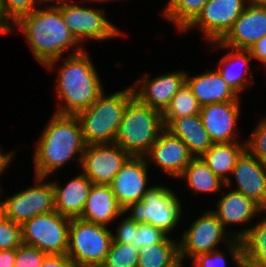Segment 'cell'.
Listing matches in <instances>:
<instances>
[{
  "label": "cell",
  "mask_w": 266,
  "mask_h": 267,
  "mask_svg": "<svg viewBox=\"0 0 266 267\" xmlns=\"http://www.w3.org/2000/svg\"><path fill=\"white\" fill-rule=\"evenodd\" d=\"M178 178L185 179L187 186L196 194L219 192L225 186V182L209 169L201 157H194Z\"/></svg>",
  "instance_id": "obj_29"
},
{
  "label": "cell",
  "mask_w": 266,
  "mask_h": 267,
  "mask_svg": "<svg viewBox=\"0 0 266 267\" xmlns=\"http://www.w3.org/2000/svg\"><path fill=\"white\" fill-rule=\"evenodd\" d=\"M264 35H266V7L246 5L219 42L232 48L249 49Z\"/></svg>",
  "instance_id": "obj_18"
},
{
  "label": "cell",
  "mask_w": 266,
  "mask_h": 267,
  "mask_svg": "<svg viewBox=\"0 0 266 267\" xmlns=\"http://www.w3.org/2000/svg\"><path fill=\"white\" fill-rule=\"evenodd\" d=\"M211 44H215V46H218L220 49H229L230 52L221 58L219 63L220 68L217 71L227 84L240 95V93L249 86L247 83L254 79L251 73L252 71L250 70V61L253 57L251 56L249 49H238L224 46L219 41L211 42ZM248 70L250 72H248ZM247 73L250 75V81L246 76Z\"/></svg>",
  "instance_id": "obj_23"
},
{
  "label": "cell",
  "mask_w": 266,
  "mask_h": 267,
  "mask_svg": "<svg viewBox=\"0 0 266 267\" xmlns=\"http://www.w3.org/2000/svg\"><path fill=\"white\" fill-rule=\"evenodd\" d=\"M180 264L179 242L168 236L139 250L137 267H178Z\"/></svg>",
  "instance_id": "obj_28"
},
{
  "label": "cell",
  "mask_w": 266,
  "mask_h": 267,
  "mask_svg": "<svg viewBox=\"0 0 266 267\" xmlns=\"http://www.w3.org/2000/svg\"><path fill=\"white\" fill-rule=\"evenodd\" d=\"M40 267H74L72 260L66 255H47Z\"/></svg>",
  "instance_id": "obj_40"
},
{
  "label": "cell",
  "mask_w": 266,
  "mask_h": 267,
  "mask_svg": "<svg viewBox=\"0 0 266 267\" xmlns=\"http://www.w3.org/2000/svg\"><path fill=\"white\" fill-rule=\"evenodd\" d=\"M139 249L133 244L112 242L100 267H137Z\"/></svg>",
  "instance_id": "obj_32"
},
{
  "label": "cell",
  "mask_w": 266,
  "mask_h": 267,
  "mask_svg": "<svg viewBox=\"0 0 266 267\" xmlns=\"http://www.w3.org/2000/svg\"><path fill=\"white\" fill-rule=\"evenodd\" d=\"M133 96L132 86L109 95L103 92L90 107L76 115L86 145L115 143L126 106Z\"/></svg>",
  "instance_id": "obj_4"
},
{
  "label": "cell",
  "mask_w": 266,
  "mask_h": 267,
  "mask_svg": "<svg viewBox=\"0 0 266 267\" xmlns=\"http://www.w3.org/2000/svg\"><path fill=\"white\" fill-rule=\"evenodd\" d=\"M35 176V184L0 202V212L22 225L29 219L55 210L52 183ZM45 181V182H44Z\"/></svg>",
  "instance_id": "obj_11"
},
{
  "label": "cell",
  "mask_w": 266,
  "mask_h": 267,
  "mask_svg": "<svg viewBox=\"0 0 266 267\" xmlns=\"http://www.w3.org/2000/svg\"><path fill=\"white\" fill-rule=\"evenodd\" d=\"M144 157L174 178H178L194 158L186 144L166 128Z\"/></svg>",
  "instance_id": "obj_16"
},
{
  "label": "cell",
  "mask_w": 266,
  "mask_h": 267,
  "mask_svg": "<svg viewBox=\"0 0 266 267\" xmlns=\"http://www.w3.org/2000/svg\"><path fill=\"white\" fill-rule=\"evenodd\" d=\"M230 234L242 242L245 267H266V216L252 227Z\"/></svg>",
  "instance_id": "obj_27"
},
{
  "label": "cell",
  "mask_w": 266,
  "mask_h": 267,
  "mask_svg": "<svg viewBox=\"0 0 266 267\" xmlns=\"http://www.w3.org/2000/svg\"><path fill=\"white\" fill-rule=\"evenodd\" d=\"M232 176L237 184L233 190L243 193L266 209V164L245 150L237 159Z\"/></svg>",
  "instance_id": "obj_19"
},
{
  "label": "cell",
  "mask_w": 266,
  "mask_h": 267,
  "mask_svg": "<svg viewBox=\"0 0 266 267\" xmlns=\"http://www.w3.org/2000/svg\"><path fill=\"white\" fill-rule=\"evenodd\" d=\"M166 129L179 137L194 157H201L214 144L203 126L200 114L174 119Z\"/></svg>",
  "instance_id": "obj_25"
},
{
  "label": "cell",
  "mask_w": 266,
  "mask_h": 267,
  "mask_svg": "<svg viewBox=\"0 0 266 267\" xmlns=\"http://www.w3.org/2000/svg\"><path fill=\"white\" fill-rule=\"evenodd\" d=\"M43 3H50L51 4V2L53 3V2H57V1H60V0H41Z\"/></svg>",
  "instance_id": "obj_46"
},
{
  "label": "cell",
  "mask_w": 266,
  "mask_h": 267,
  "mask_svg": "<svg viewBox=\"0 0 266 267\" xmlns=\"http://www.w3.org/2000/svg\"><path fill=\"white\" fill-rule=\"evenodd\" d=\"M37 141L33 157L35 176L47 178L53 175L69 160H75L76 154L81 164L86 144L76 115L54 113Z\"/></svg>",
  "instance_id": "obj_2"
},
{
  "label": "cell",
  "mask_w": 266,
  "mask_h": 267,
  "mask_svg": "<svg viewBox=\"0 0 266 267\" xmlns=\"http://www.w3.org/2000/svg\"><path fill=\"white\" fill-rule=\"evenodd\" d=\"M124 213L110 185L93 184L80 219L107 227Z\"/></svg>",
  "instance_id": "obj_22"
},
{
  "label": "cell",
  "mask_w": 266,
  "mask_h": 267,
  "mask_svg": "<svg viewBox=\"0 0 266 267\" xmlns=\"http://www.w3.org/2000/svg\"><path fill=\"white\" fill-rule=\"evenodd\" d=\"M249 51L254 59H257L266 66V35L256 41Z\"/></svg>",
  "instance_id": "obj_41"
},
{
  "label": "cell",
  "mask_w": 266,
  "mask_h": 267,
  "mask_svg": "<svg viewBox=\"0 0 266 267\" xmlns=\"http://www.w3.org/2000/svg\"><path fill=\"white\" fill-rule=\"evenodd\" d=\"M192 261L194 267H226L224 254L218 250L200 254Z\"/></svg>",
  "instance_id": "obj_39"
},
{
  "label": "cell",
  "mask_w": 266,
  "mask_h": 267,
  "mask_svg": "<svg viewBox=\"0 0 266 267\" xmlns=\"http://www.w3.org/2000/svg\"><path fill=\"white\" fill-rule=\"evenodd\" d=\"M165 129L162 112L133 96L125 109L115 144L133 157H144Z\"/></svg>",
  "instance_id": "obj_5"
},
{
  "label": "cell",
  "mask_w": 266,
  "mask_h": 267,
  "mask_svg": "<svg viewBox=\"0 0 266 267\" xmlns=\"http://www.w3.org/2000/svg\"><path fill=\"white\" fill-rule=\"evenodd\" d=\"M43 9H35L28 15L21 17L11 27V32L15 28L21 30L31 48L34 58L53 70L57 62L63 57L64 52L73 48V54L84 50L72 33L69 31L59 10V1Z\"/></svg>",
  "instance_id": "obj_1"
},
{
  "label": "cell",
  "mask_w": 266,
  "mask_h": 267,
  "mask_svg": "<svg viewBox=\"0 0 266 267\" xmlns=\"http://www.w3.org/2000/svg\"><path fill=\"white\" fill-rule=\"evenodd\" d=\"M11 31V27L4 21L0 10V34H8Z\"/></svg>",
  "instance_id": "obj_44"
},
{
  "label": "cell",
  "mask_w": 266,
  "mask_h": 267,
  "mask_svg": "<svg viewBox=\"0 0 266 267\" xmlns=\"http://www.w3.org/2000/svg\"><path fill=\"white\" fill-rule=\"evenodd\" d=\"M70 218L56 210L37 215L21 225L22 243L47 255L67 254Z\"/></svg>",
  "instance_id": "obj_9"
},
{
  "label": "cell",
  "mask_w": 266,
  "mask_h": 267,
  "mask_svg": "<svg viewBox=\"0 0 266 267\" xmlns=\"http://www.w3.org/2000/svg\"><path fill=\"white\" fill-rule=\"evenodd\" d=\"M116 232V234L112 233V242L132 244L137 233V223L127 216L121 223L119 222Z\"/></svg>",
  "instance_id": "obj_38"
},
{
  "label": "cell",
  "mask_w": 266,
  "mask_h": 267,
  "mask_svg": "<svg viewBox=\"0 0 266 267\" xmlns=\"http://www.w3.org/2000/svg\"><path fill=\"white\" fill-rule=\"evenodd\" d=\"M246 150L266 164V117H263L246 141Z\"/></svg>",
  "instance_id": "obj_35"
},
{
  "label": "cell",
  "mask_w": 266,
  "mask_h": 267,
  "mask_svg": "<svg viewBox=\"0 0 266 267\" xmlns=\"http://www.w3.org/2000/svg\"><path fill=\"white\" fill-rule=\"evenodd\" d=\"M57 70L56 91L61 101L57 114L77 115L104 92L101 79L85 50L70 53Z\"/></svg>",
  "instance_id": "obj_3"
},
{
  "label": "cell",
  "mask_w": 266,
  "mask_h": 267,
  "mask_svg": "<svg viewBox=\"0 0 266 267\" xmlns=\"http://www.w3.org/2000/svg\"><path fill=\"white\" fill-rule=\"evenodd\" d=\"M225 231L216 214L212 210L205 211L182 234V240L179 242L181 263L185 257L193 260L200 254L216 251L221 241H225L236 266L245 267L241 240L234 239L231 235L227 236L228 232L226 233Z\"/></svg>",
  "instance_id": "obj_6"
},
{
  "label": "cell",
  "mask_w": 266,
  "mask_h": 267,
  "mask_svg": "<svg viewBox=\"0 0 266 267\" xmlns=\"http://www.w3.org/2000/svg\"><path fill=\"white\" fill-rule=\"evenodd\" d=\"M186 71H173L149 79L145 74L136 80L133 85L134 96L143 104L163 112L177 91L186 82Z\"/></svg>",
  "instance_id": "obj_14"
},
{
  "label": "cell",
  "mask_w": 266,
  "mask_h": 267,
  "mask_svg": "<svg viewBox=\"0 0 266 267\" xmlns=\"http://www.w3.org/2000/svg\"><path fill=\"white\" fill-rule=\"evenodd\" d=\"M246 0H208L197 18L183 31L201 29L209 42L219 41L246 7Z\"/></svg>",
  "instance_id": "obj_13"
},
{
  "label": "cell",
  "mask_w": 266,
  "mask_h": 267,
  "mask_svg": "<svg viewBox=\"0 0 266 267\" xmlns=\"http://www.w3.org/2000/svg\"><path fill=\"white\" fill-rule=\"evenodd\" d=\"M1 148V147H0ZM13 152H9L8 154H3L1 149H0V174L3 173V171L6 170V168L9 166V163L13 159Z\"/></svg>",
  "instance_id": "obj_43"
},
{
  "label": "cell",
  "mask_w": 266,
  "mask_h": 267,
  "mask_svg": "<svg viewBox=\"0 0 266 267\" xmlns=\"http://www.w3.org/2000/svg\"><path fill=\"white\" fill-rule=\"evenodd\" d=\"M216 205V210L212 211L221 221L224 228L231 224L242 225L243 223H248L264 211L251 198L235 190L223 195Z\"/></svg>",
  "instance_id": "obj_24"
},
{
  "label": "cell",
  "mask_w": 266,
  "mask_h": 267,
  "mask_svg": "<svg viewBox=\"0 0 266 267\" xmlns=\"http://www.w3.org/2000/svg\"><path fill=\"white\" fill-rule=\"evenodd\" d=\"M200 111L201 106L197 98L185 82L162 112L164 127L166 128L174 119L199 114Z\"/></svg>",
  "instance_id": "obj_31"
},
{
  "label": "cell",
  "mask_w": 266,
  "mask_h": 267,
  "mask_svg": "<svg viewBox=\"0 0 266 267\" xmlns=\"http://www.w3.org/2000/svg\"><path fill=\"white\" fill-rule=\"evenodd\" d=\"M246 4L250 6L266 7V0H246Z\"/></svg>",
  "instance_id": "obj_45"
},
{
  "label": "cell",
  "mask_w": 266,
  "mask_h": 267,
  "mask_svg": "<svg viewBox=\"0 0 266 267\" xmlns=\"http://www.w3.org/2000/svg\"><path fill=\"white\" fill-rule=\"evenodd\" d=\"M168 235L149 223H137V233H135L132 244L139 250L147 245L162 242Z\"/></svg>",
  "instance_id": "obj_36"
},
{
  "label": "cell",
  "mask_w": 266,
  "mask_h": 267,
  "mask_svg": "<svg viewBox=\"0 0 266 267\" xmlns=\"http://www.w3.org/2000/svg\"><path fill=\"white\" fill-rule=\"evenodd\" d=\"M239 106L240 101H227L201 107L199 114L213 143L239 142L235 136Z\"/></svg>",
  "instance_id": "obj_17"
},
{
  "label": "cell",
  "mask_w": 266,
  "mask_h": 267,
  "mask_svg": "<svg viewBox=\"0 0 266 267\" xmlns=\"http://www.w3.org/2000/svg\"><path fill=\"white\" fill-rule=\"evenodd\" d=\"M181 202L169 188L150 186L140 201L130 204L124 212L136 223H149L170 234L182 216Z\"/></svg>",
  "instance_id": "obj_8"
},
{
  "label": "cell",
  "mask_w": 266,
  "mask_h": 267,
  "mask_svg": "<svg viewBox=\"0 0 266 267\" xmlns=\"http://www.w3.org/2000/svg\"><path fill=\"white\" fill-rule=\"evenodd\" d=\"M131 156L119 145L90 144L82 154V173L93 184L109 185Z\"/></svg>",
  "instance_id": "obj_12"
},
{
  "label": "cell",
  "mask_w": 266,
  "mask_h": 267,
  "mask_svg": "<svg viewBox=\"0 0 266 267\" xmlns=\"http://www.w3.org/2000/svg\"><path fill=\"white\" fill-rule=\"evenodd\" d=\"M89 1H92V0H89ZM94 1H96V2H97V1H98V2H105V1H107V0H93V2H94ZM108 1H110V0H108ZM113 1H114V0H113Z\"/></svg>",
  "instance_id": "obj_47"
},
{
  "label": "cell",
  "mask_w": 266,
  "mask_h": 267,
  "mask_svg": "<svg viewBox=\"0 0 266 267\" xmlns=\"http://www.w3.org/2000/svg\"><path fill=\"white\" fill-rule=\"evenodd\" d=\"M46 256L47 254L37 247L22 243L16 248L14 267H40Z\"/></svg>",
  "instance_id": "obj_37"
},
{
  "label": "cell",
  "mask_w": 266,
  "mask_h": 267,
  "mask_svg": "<svg viewBox=\"0 0 266 267\" xmlns=\"http://www.w3.org/2000/svg\"><path fill=\"white\" fill-rule=\"evenodd\" d=\"M245 150L246 142L214 143L201 158L209 169L225 182V186L230 187L231 177L226 173L232 174L237 159Z\"/></svg>",
  "instance_id": "obj_26"
},
{
  "label": "cell",
  "mask_w": 266,
  "mask_h": 267,
  "mask_svg": "<svg viewBox=\"0 0 266 267\" xmlns=\"http://www.w3.org/2000/svg\"><path fill=\"white\" fill-rule=\"evenodd\" d=\"M16 260V249L0 250V267H14Z\"/></svg>",
  "instance_id": "obj_42"
},
{
  "label": "cell",
  "mask_w": 266,
  "mask_h": 267,
  "mask_svg": "<svg viewBox=\"0 0 266 267\" xmlns=\"http://www.w3.org/2000/svg\"><path fill=\"white\" fill-rule=\"evenodd\" d=\"M186 83L201 107L227 101H240L239 95L227 84L217 69L194 77L187 73Z\"/></svg>",
  "instance_id": "obj_20"
},
{
  "label": "cell",
  "mask_w": 266,
  "mask_h": 267,
  "mask_svg": "<svg viewBox=\"0 0 266 267\" xmlns=\"http://www.w3.org/2000/svg\"><path fill=\"white\" fill-rule=\"evenodd\" d=\"M148 164L145 157L131 156L109 184L123 209L140 201L147 192Z\"/></svg>",
  "instance_id": "obj_15"
},
{
  "label": "cell",
  "mask_w": 266,
  "mask_h": 267,
  "mask_svg": "<svg viewBox=\"0 0 266 267\" xmlns=\"http://www.w3.org/2000/svg\"><path fill=\"white\" fill-rule=\"evenodd\" d=\"M59 10L65 25L81 44L88 39L100 41L122 35L120 29L106 18L105 11L101 8H85L68 0H60Z\"/></svg>",
  "instance_id": "obj_10"
},
{
  "label": "cell",
  "mask_w": 266,
  "mask_h": 267,
  "mask_svg": "<svg viewBox=\"0 0 266 267\" xmlns=\"http://www.w3.org/2000/svg\"><path fill=\"white\" fill-rule=\"evenodd\" d=\"M112 233L106 226L72 218L66 255L74 267H100L111 246Z\"/></svg>",
  "instance_id": "obj_7"
},
{
  "label": "cell",
  "mask_w": 266,
  "mask_h": 267,
  "mask_svg": "<svg viewBox=\"0 0 266 267\" xmlns=\"http://www.w3.org/2000/svg\"><path fill=\"white\" fill-rule=\"evenodd\" d=\"M51 183L54 191L55 210L70 219L80 218L93 186L92 181L81 173L67 182L64 187L54 181Z\"/></svg>",
  "instance_id": "obj_21"
},
{
  "label": "cell",
  "mask_w": 266,
  "mask_h": 267,
  "mask_svg": "<svg viewBox=\"0 0 266 267\" xmlns=\"http://www.w3.org/2000/svg\"><path fill=\"white\" fill-rule=\"evenodd\" d=\"M22 244L21 225L0 212V250L16 249Z\"/></svg>",
  "instance_id": "obj_34"
},
{
  "label": "cell",
  "mask_w": 266,
  "mask_h": 267,
  "mask_svg": "<svg viewBox=\"0 0 266 267\" xmlns=\"http://www.w3.org/2000/svg\"><path fill=\"white\" fill-rule=\"evenodd\" d=\"M42 4L41 0H0V10L4 21L12 27L21 17L30 14Z\"/></svg>",
  "instance_id": "obj_33"
},
{
  "label": "cell",
  "mask_w": 266,
  "mask_h": 267,
  "mask_svg": "<svg viewBox=\"0 0 266 267\" xmlns=\"http://www.w3.org/2000/svg\"><path fill=\"white\" fill-rule=\"evenodd\" d=\"M208 0H169L162 15L175 24L178 32L184 31L201 13Z\"/></svg>",
  "instance_id": "obj_30"
}]
</instances>
